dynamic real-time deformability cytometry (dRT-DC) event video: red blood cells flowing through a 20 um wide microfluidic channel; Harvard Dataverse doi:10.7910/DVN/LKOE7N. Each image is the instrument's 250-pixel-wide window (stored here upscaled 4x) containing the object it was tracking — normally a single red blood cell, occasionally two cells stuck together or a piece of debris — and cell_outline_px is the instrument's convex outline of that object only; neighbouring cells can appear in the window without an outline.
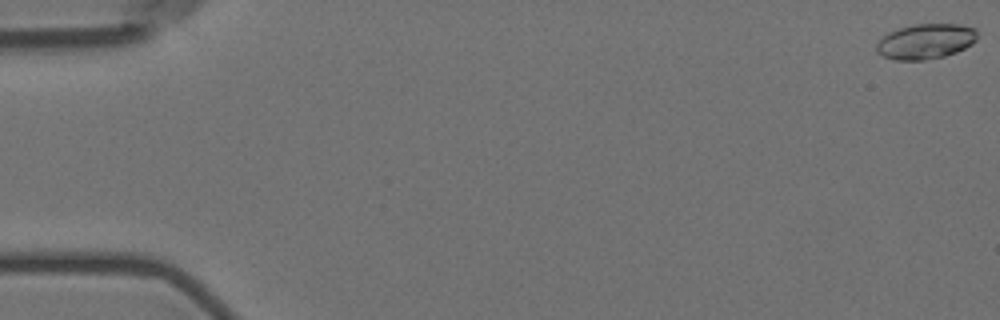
{"species": "Egyptian fruit bat (a non-hibernating species)", "species_latin": "Rousettus aegyptiacus", "temperature_condition": "room temperature", "stored_images_in_passage": 35, "camera_frame_rate_fps": 3000, "um_per_image_px": 0.085, "animal": {"sex": "female"}, "frame": {"image": 1, "passage_image": 1, "time_ms": 0.0, "image_size_px": [1000, 320], "cell_outline_px": [[976, 40], [972, 44], [956, 52], [944, 56], [924, 60], [896, 60], [884, 56], [876, 52], [876, 44], [888, 32], [900, 28], [916, 24], [960, 24], [976, 28]], "centroid_in_image_um": [78.68, 3.51], "position_along_channel_um": 6.3, "area_um2": 20.58}}
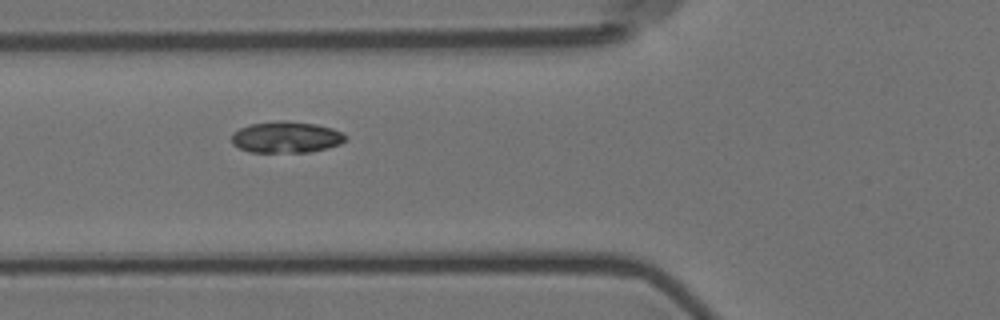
{"frame": {"image": 2, "passage_image": 22, "time_ms": 7.0, "image_size_px": [1000, 320], "cell_outline_px": [[348, 136], [340, 144], [328, 148], [308, 152], [252, 152], [240, 148], [232, 144], [232, 132], [240, 128], [252, 124], [280, 120], [288, 120], [316, 124], [332, 128]], "centroid_in_image_um": [24.33, 11.65], "position_along_channel_um": 101.5, "area_um2": 20.81}}
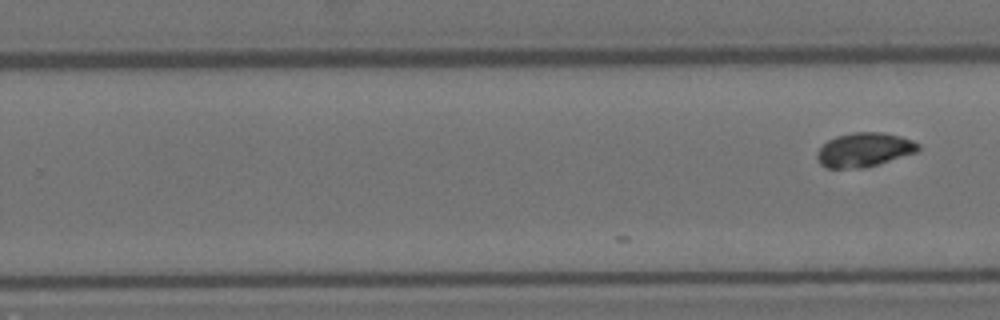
{"frame": {"image": 3, "passage_image": 35, "time_ms": 11.333, "image_size_px": [1000, 320], "cell_outline_px": [[920, 148], [916, 152], [864, 168], [824, 168], [820, 164], [816, 156], [816, 152], [828, 140], [836, 136], [852, 132], [884, 132], [900, 136], [912, 140], [920, 144]], "centroid_in_image_um": [73.43, 12.72], "position_along_channel_um": 256.4, "area_um2": 20.11}}